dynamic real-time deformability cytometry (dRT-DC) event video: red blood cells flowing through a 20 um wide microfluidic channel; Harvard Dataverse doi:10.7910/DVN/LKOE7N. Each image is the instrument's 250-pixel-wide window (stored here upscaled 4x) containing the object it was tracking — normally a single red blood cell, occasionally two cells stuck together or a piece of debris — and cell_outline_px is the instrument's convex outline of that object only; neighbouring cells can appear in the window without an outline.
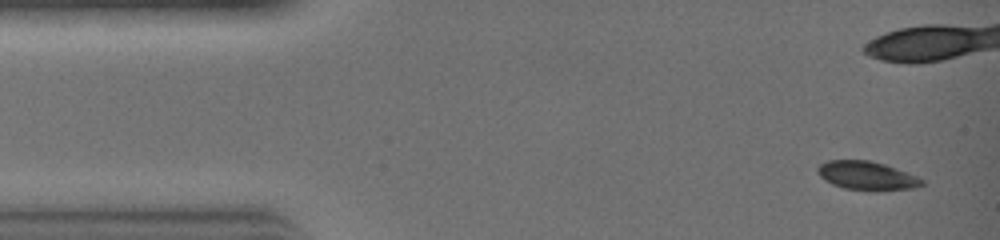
{"species": "common noctule bat (a hibernating species)", "species_latin": "Nyctalus noctula", "temperature_condition": "warm", "stored_images_in_passage": 7, "camera_frame_rate_fps": 3000, "um_per_image_px": 0.085, "animal": {"sex": "female", "body_mass_g": 19.0, "forearm_length_mm": 51.5}, "frame": {"image": 1, "passage_image": 2, "time_ms": 0.333, "image_size_px": [1000, 240], "cell_outline_px": [[924, 184], [912, 188], [844, 188], [832, 184], [824, 180], [816, 172], [816, 168], [820, 164], [828, 160], [868, 160], [884, 164], [896, 168], [916, 176], [924, 180]], "centroid_in_image_um": [73.6, 14.88], "position_along_channel_um": 11.4, "area_um2": 16.65}}